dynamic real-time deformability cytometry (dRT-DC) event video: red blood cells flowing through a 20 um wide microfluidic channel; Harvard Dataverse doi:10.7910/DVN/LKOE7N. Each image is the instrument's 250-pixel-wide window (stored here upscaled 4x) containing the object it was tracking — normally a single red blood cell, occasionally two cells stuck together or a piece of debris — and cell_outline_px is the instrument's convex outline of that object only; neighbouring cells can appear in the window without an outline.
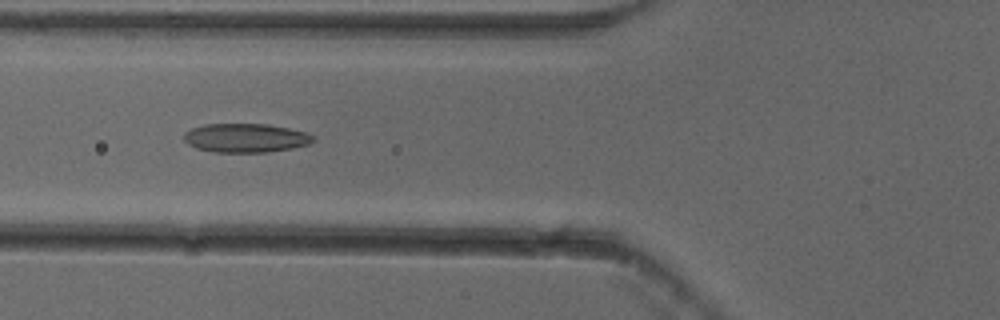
{"species": "common noctule bat (a hibernating species)", "species_latin": "Nyctalus noctula", "temperature_condition": "cold", "stored_images_in_passage": 54, "camera_frame_rate_fps": 3000, "um_per_image_px": 0.085, "animal": {"sex": "female"}, "frame": {"image": 1, "passage_image": 21, "time_ms": 6.667, "image_size_px": [1000, 320], "cell_outline_px": [[316, 140], [308, 144], [292, 148], [268, 152], [212, 152], [196, 148], [188, 144], [184, 140], [184, 132], [192, 128], [204, 124], [268, 124], [308, 132], [316, 136]], "centroid_in_image_um": [20.9, 11.72], "position_along_channel_um": 104.9, "area_um2": 21.96}}
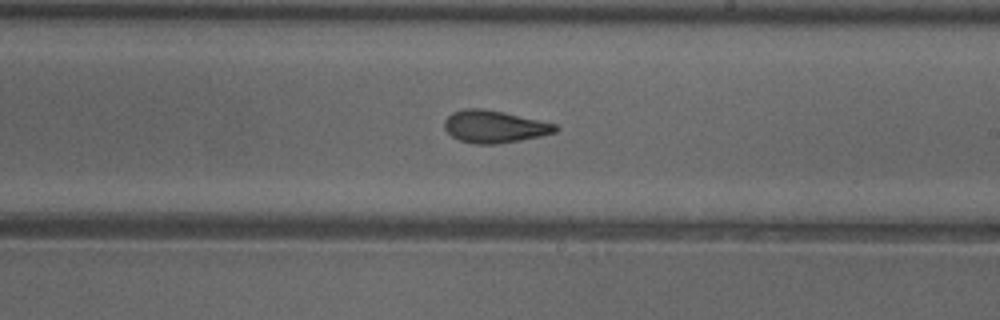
{"frame": {"image": 2, "passage_image": 32, "time_ms": 10.333, "image_size_px": [1000, 320], "cell_outline_px": [[560, 128], [556, 132], [540, 136], [520, 140], [496, 144], [476, 144], [460, 140], [452, 136], [444, 128], [444, 120], [452, 112], [464, 108], [484, 108], [504, 112], [556, 124]], "centroid_in_image_um": [42.01, 10.75], "position_along_channel_um": 247.0, "area_um2": 20.92}}
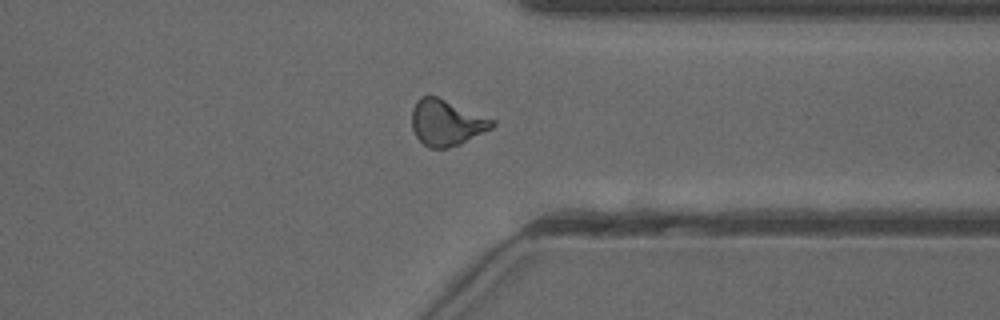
{"frame": {"image": 3, "passage_image": 42, "time_ms": 13.667, "image_size_px": [1000, 320], "cell_outline_px": [[496, 124], [492, 128], [460, 144], [448, 148], [428, 148], [416, 136], [412, 128], [412, 108], [416, 100], [420, 96], [436, 96], [496, 120]], "centroid_in_image_um": [37.94, 10.42], "position_along_channel_um": 373.5, "area_um2": 21.5}, "authors_computed_cell_mechanics": {"area_um2": 21.0681, "velocity_mm_per_s": 3.8751, "shape_relaxation_time_tau1_ms": 8.66, "shape_relaxation_time_tau2_ms": 1.8945, "deformation_change_tau1": 0.2043, "deformation_change_tau2": 0.0776}}